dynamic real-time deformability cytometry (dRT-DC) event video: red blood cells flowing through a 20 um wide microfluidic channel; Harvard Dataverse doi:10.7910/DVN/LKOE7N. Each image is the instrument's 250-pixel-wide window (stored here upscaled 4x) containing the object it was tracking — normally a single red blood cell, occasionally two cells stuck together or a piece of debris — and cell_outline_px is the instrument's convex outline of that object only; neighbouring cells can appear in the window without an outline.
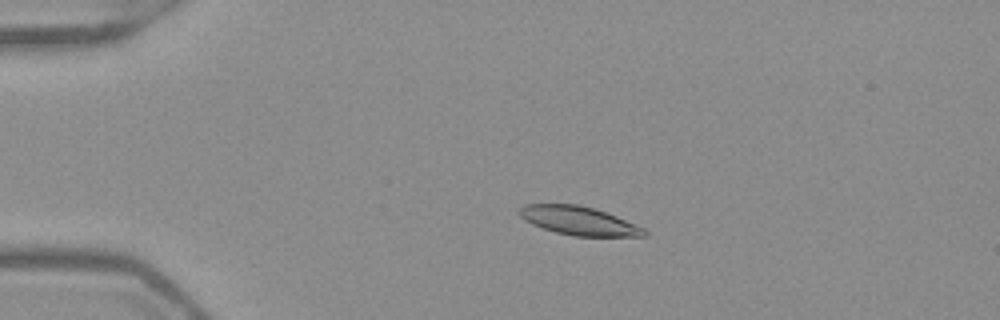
{"species": "Egyptian fruit bat (a non-hibernating species)", "species_latin": "Rousettus aegyptiacus", "temperature_condition": "warm", "stored_images_in_passage": 53, "camera_frame_rate_fps": 3000, "um_per_image_px": 0.085, "frame": {"image": 1, "passage_image": 12, "time_ms": 3.667, "image_size_px": [1000, 320], "cell_outline_px": [[648, 236], [576, 236], [556, 232], [532, 224], [524, 220], [516, 212], [524, 204], [580, 204], [616, 216], [636, 224], [644, 228], [648, 232]], "centroid_in_image_um": [49.19, 18.76], "position_along_channel_um": 35.8, "area_um2": 20.75}}
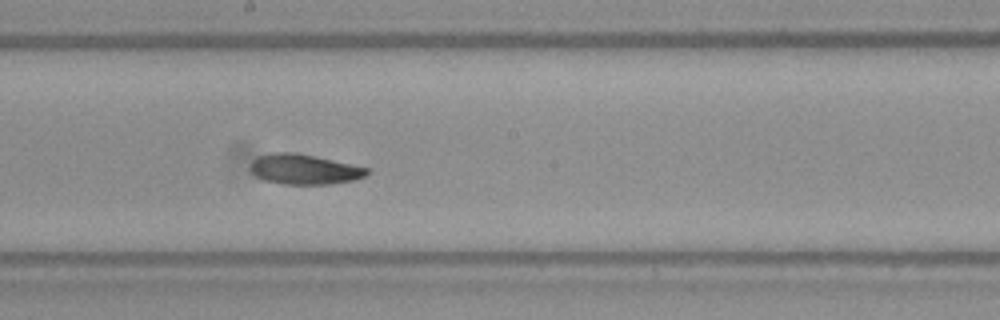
{"frame": {"image": 2, "passage_image": 30, "time_ms": 9.667, "image_size_px": [1000, 320], "cell_outline_px": [[368, 172], [364, 176], [352, 180], [332, 184], [284, 184], [264, 180], [256, 176], [252, 172], [252, 160], [260, 156], [272, 152], [296, 152], [316, 156], [368, 168]], "centroid_in_image_um": [25.85, 14.38], "position_along_channel_um": 222.4, "area_um2": 20.23}}
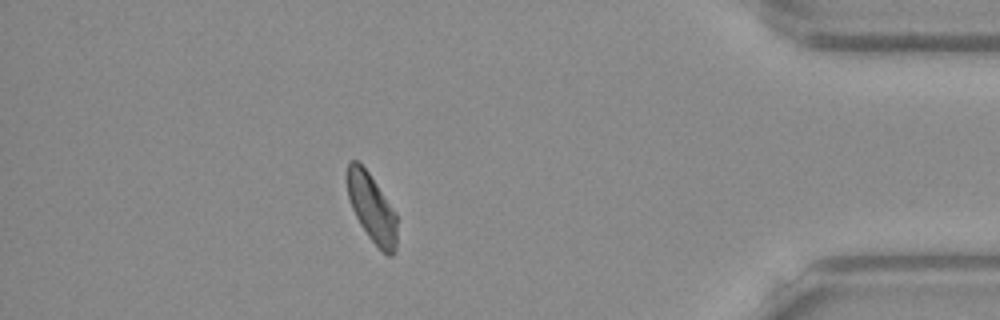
{"frame": {"image": 3, "passage_image": 47, "time_ms": 15.333, "image_size_px": [1000, 320], "cell_outline_px": [[396, 248], [392, 256], [388, 256], [368, 236], [360, 224], [352, 208], [348, 196], [348, 160], [356, 160], [368, 172], [396, 212]], "centroid_in_image_um": [31.61, 17.69], "position_along_channel_um": 403.6, "area_um2": 19.36}, "authors_computed_cell_mechanics": {"area_um2": 20.808, "velocity_mm_per_s": 3.9007, "shape_relaxation_time_tau1_ms": 2.9106, "shape_relaxation_time_tau2_ms": 3.0515, "deformation_change_tau1": 0.1363, "deformation_change_tau2": 0.0842}}